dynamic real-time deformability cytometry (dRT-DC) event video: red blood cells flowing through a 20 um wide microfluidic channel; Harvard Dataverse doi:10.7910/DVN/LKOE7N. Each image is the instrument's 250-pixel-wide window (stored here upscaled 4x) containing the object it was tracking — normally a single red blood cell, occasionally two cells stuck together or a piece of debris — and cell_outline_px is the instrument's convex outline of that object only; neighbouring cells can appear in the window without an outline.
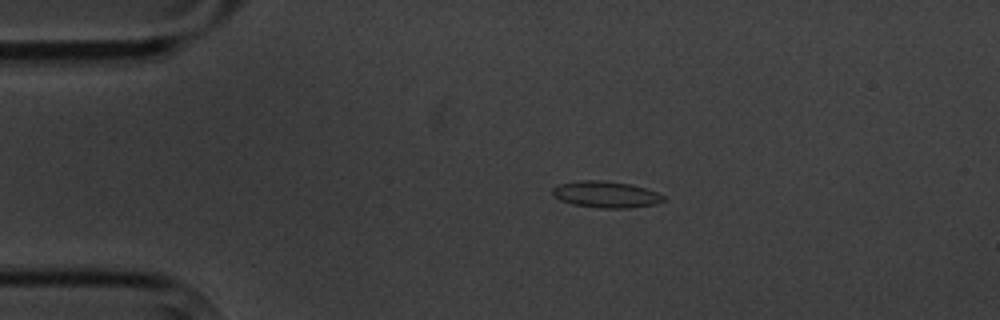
{"species": "common noctule bat (a hibernating species)", "species_latin": "Nyctalus noctula", "temperature_condition": "cold", "stored_images_in_passage": 5, "camera_frame_rate_fps": 3000, "um_per_image_px": 0.085, "animal": {"sex": "male", "body_mass_g": 20.1, "forearm_length_mm": 53.5}, "frame": {"image": 1, "passage_image": 3, "time_ms": 2.333, "image_size_px": [1000, 320], "cell_outline_px": [[668, 200], [656, 204], [632, 208], [600, 208], [572, 204], [560, 200], [552, 196], [552, 188], [556, 184], [580, 180], [604, 180], [632, 184], [656, 192], [664, 196]], "centroid_in_image_um": [51.49, 16.52], "position_along_channel_um": 33.5, "area_um2": 17.46}}